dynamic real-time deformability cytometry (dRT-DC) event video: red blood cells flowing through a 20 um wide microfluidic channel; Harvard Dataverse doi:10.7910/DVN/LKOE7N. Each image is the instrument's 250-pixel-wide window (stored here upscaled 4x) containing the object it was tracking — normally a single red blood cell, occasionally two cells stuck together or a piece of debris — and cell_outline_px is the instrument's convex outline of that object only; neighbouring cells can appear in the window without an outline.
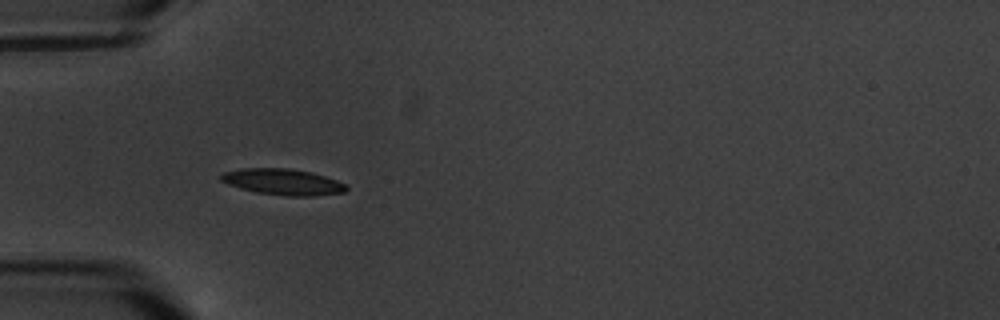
{"species": "common noctule bat (a hibernating species)", "species_latin": "Nyctalus noctula", "temperature_condition": "warm", "stored_images_in_passage": 5, "camera_frame_rate_fps": 3000, "um_per_image_px": 0.085, "animal": {"sex": "male", "body_mass_g": 20.1, "forearm_length_mm": 53.5}, "frame": {"image": 1, "passage_image": 5, "time_ms": 5.333, "image_size_px": [1000, 320], "cell_outline_px": [[348, 188], [344, 192], [312, 196], [288, 196], [256, 192], [240, 188], [228, 184], [220, 180], [220, 176], [224, 172], [240, 168], [288, 168], [312, 172], [348, 184]], "centroid_in_image_um": [24.05, 15.45], "position_along_channel_um": 60.9, "area_um2": 19.07}}